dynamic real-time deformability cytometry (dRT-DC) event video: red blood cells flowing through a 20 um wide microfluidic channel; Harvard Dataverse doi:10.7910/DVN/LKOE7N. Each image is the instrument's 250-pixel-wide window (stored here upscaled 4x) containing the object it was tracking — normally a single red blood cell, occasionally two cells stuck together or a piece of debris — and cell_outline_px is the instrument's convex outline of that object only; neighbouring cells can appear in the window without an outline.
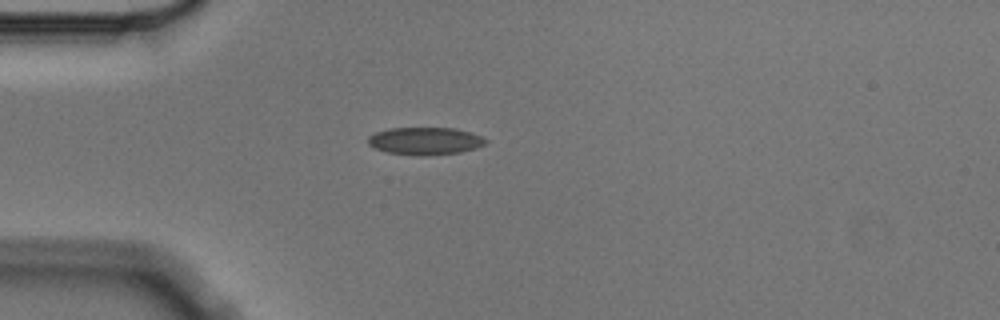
{"species": "Egyptian fruit bat (a non-hibernating species)", "species_latin": "Rousettus aegyptiacus", "temperature_condition": "cold", "stored_images_in_passage": 2, "camera_frame_rate_fps": 3000, "um_per_image_px": 0.085, "animal": {"sex": "male"}, "frame": {"image": 1, "passage_image": 2, "time_ms": 0.333, "image_size_px": [1000, 320], "cell_outline_px": [[488, 140], [484, 144], [476, 148], [460, 152], [388, 152], [376, 148], [368, 144], [368, 136], [376, 132], [388, 128], [456, 128], [480, 136]], "centroid_in_image_um": [36.13, 11.91], "position_along_channel_um": 48.9, "area_um2": 17.63}}